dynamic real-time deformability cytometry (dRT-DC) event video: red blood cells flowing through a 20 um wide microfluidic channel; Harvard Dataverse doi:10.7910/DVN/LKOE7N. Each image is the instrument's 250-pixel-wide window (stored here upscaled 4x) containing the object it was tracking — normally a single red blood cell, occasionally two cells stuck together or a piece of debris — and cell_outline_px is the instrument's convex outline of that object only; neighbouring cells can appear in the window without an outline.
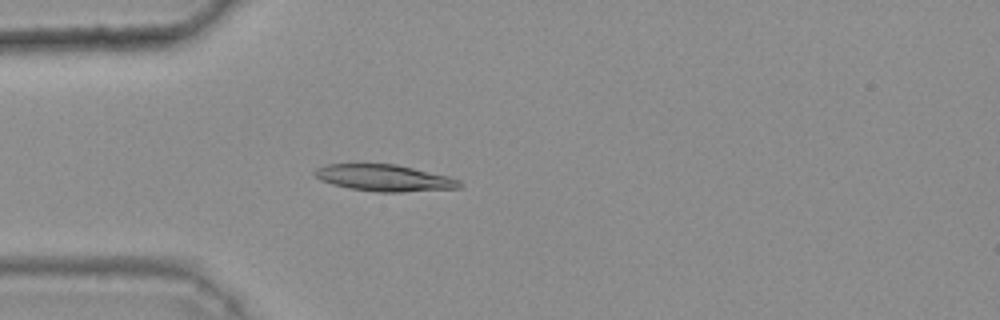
{"species": "common noctule bat (a hibernating species)", "species_latin": "Nyctalus noctula", "temperature_condition": "warm", "stored_images_in_passage": 33, "camera_frame_rate_fps": 3000, "um_per_image_px": 0.085, "animal": {"sex": "female", "body_mass_g": 25.1}, "frame": {"image": 1, "passage_image": 2, "time_ms": 0.333, "image_size_px": [1000, 320], "cell_outline_px": [[460, 188], [400, 192], [380, 192], [348, 188], [332, 184], [320, 180], [312, 172], [316, 168], [328, 164], [396, 164], [448, 176], [460, 180]], "centroid_in_image_um": [32.64, 15.12], "position_along_channel_um": 52.4, "area_um2": 22.31}}
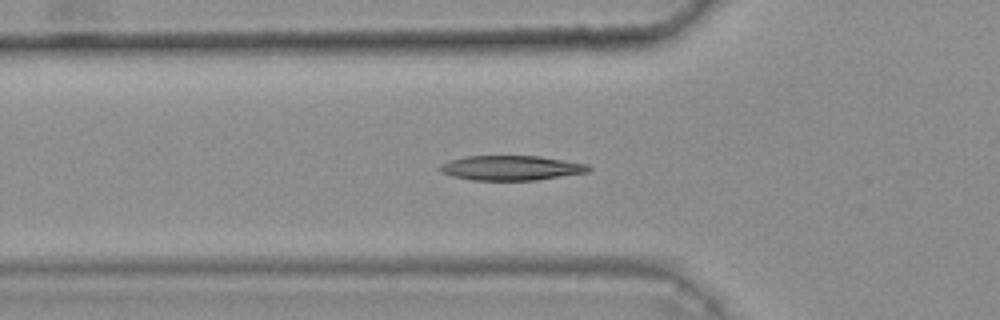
{"frame": {"image": 2, "passage_image": 5, "time_ms": 1.333, "image_size_px": [1000, 320], "cell_outline_px": [[592, 168], [588, 172], [536, 180], [472, 180], [452, 176], [440, 172], [440, 164], [448, 160], [464, 156], [540, 156], [588, 164]], "centroid_in_image_um": [43.43, 14.27], "position_along_channel_um": 82.4, "area_um2": 21.5}}
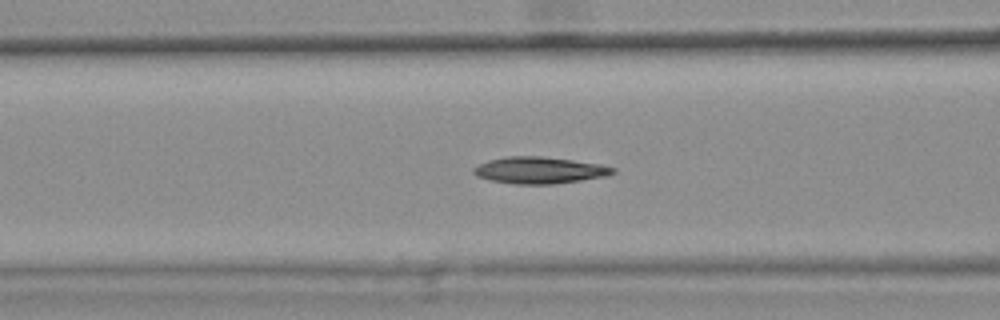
{"frame": {"image": 3, "passage_image": 8, "time_ms": 2.333, "image_size_px": [1000, 320], "cell_outline_px": [[616, 172], [608, 176], [556, 184], [516, 184], [492, 180], [476, 176], [472, 172], [472, 168], [488, 160], [508, 156], [540, 156], [572, 160], [600, 164], [616, 168]], "centroid_in_image_um": [45.88, 14.47], "position_along_channel_um": 120.7, "area_um2": 21.68}, "authors_computed_cell_mechanics": {"area_um2": 20.8658, "velocity_mm_per_s": 3.7924, "shape_relaxation_time_tau1_ms": 7.4465, "shape_relaxation_time_tau2_ms": null, "deformation_change_tau1": 0.1851, "deformation_change_tau2": null}}